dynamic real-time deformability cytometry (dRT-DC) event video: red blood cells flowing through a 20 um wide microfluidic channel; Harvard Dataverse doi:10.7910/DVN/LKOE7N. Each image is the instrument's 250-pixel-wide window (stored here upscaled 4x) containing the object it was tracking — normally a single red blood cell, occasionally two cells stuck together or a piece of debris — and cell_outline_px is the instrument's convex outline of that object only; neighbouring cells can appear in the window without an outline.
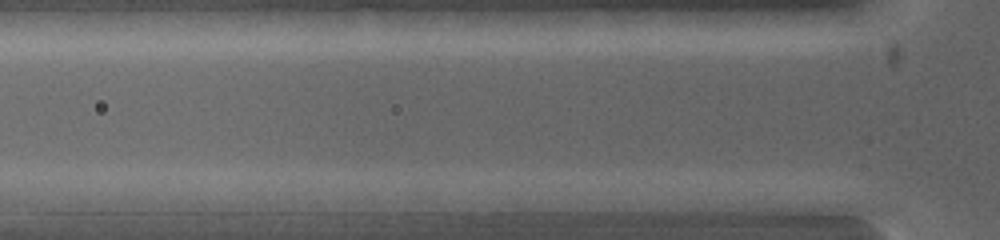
{"species": "common noctule bat (a hibernating species)", "species_latin": "Nyctalus noctula", "temperature_condition": "warm", "stored_images_in_passage": 3, "segment_of_instrument_passage": [2, 2], "camera_frame_rate_fps": 5000, "um_per_image_px": 0.085, "animal": {"sex": "female", "body_mass_g": 19.0, "forearm_length_mm": 53.3}, "frame": {"image": 1, "passage_image": 3, "time_ms": 0.4, "image_size_px": [1000, 240], "cell_outline_px": [[604, 200], [592, 212], [496, 212], [492, 200], [504, 192]], "centroid_in_image_um": [46.13, 17.31], "position_along_channel_um": 79.7, "area_um2": 12.25}}